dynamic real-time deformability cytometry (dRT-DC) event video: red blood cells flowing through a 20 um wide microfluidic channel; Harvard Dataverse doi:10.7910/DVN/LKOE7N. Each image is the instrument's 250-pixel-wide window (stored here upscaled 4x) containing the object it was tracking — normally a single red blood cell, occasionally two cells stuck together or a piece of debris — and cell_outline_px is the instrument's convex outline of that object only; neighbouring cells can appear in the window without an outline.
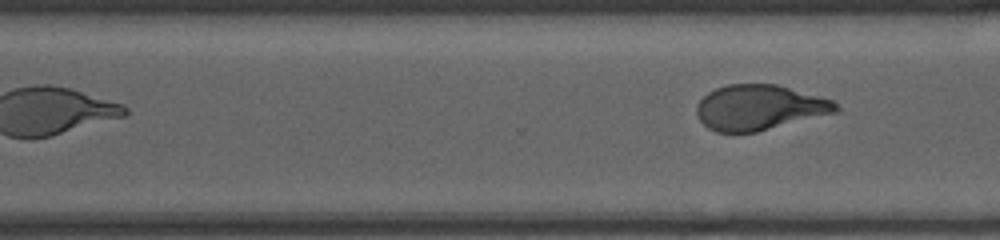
{"species": "human", "species_latin": "Homo sapiens", "temperature_condition": "cold", "stored_images_in_passage": 39, "segment_of_instrument_passage": [2, 2], "camera_frame_rate_fps": 3000, "um_per_image_px": 0.085, "donor": {"sex": "male"}, "frame": {"image": 1, "passage_image": 39, "time_ms": 14.0, "image_size_px": [1000, 240], "cell_outline_px": [[840, 112], [756, 132], [716, 132], [708, 128], [700, 120], [696, 112], [696, 104], [708, 92], [716, 88], [728, 84], [776, 84], [832, 100], [840, 108]], "centroid_in_image_um": [64.55, 9.14], "position_along_channel_um": 306.0, "area_um2": 36.7}}